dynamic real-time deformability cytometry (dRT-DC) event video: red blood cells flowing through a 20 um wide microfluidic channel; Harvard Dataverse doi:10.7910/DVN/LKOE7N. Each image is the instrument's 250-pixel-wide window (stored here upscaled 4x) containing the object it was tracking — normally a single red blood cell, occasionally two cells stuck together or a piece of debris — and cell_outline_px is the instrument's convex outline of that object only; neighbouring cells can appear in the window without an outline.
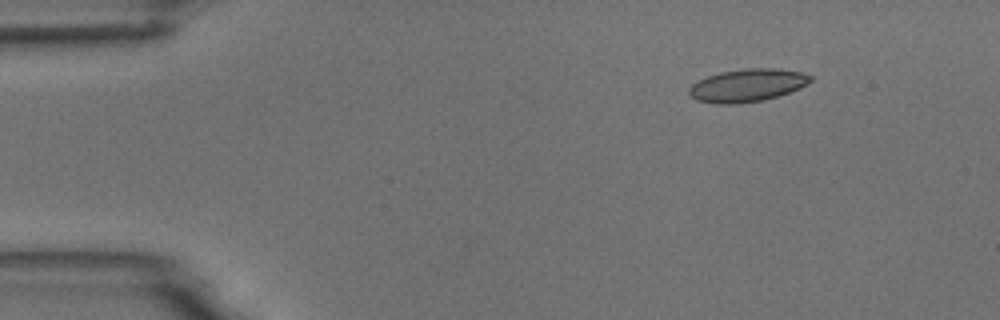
{"species": "common noctule bat (a hibernating species)", "species_latin": "Nyctalus noctula", "temperature_condition": "room temperature", "stored_images_in_passage": 9, "camera_frame_rate_fps": 3000, "um_per_image_px": 0.085, "animal": {"sex": "male", "body_mass_g": 18.8}, "frame": {"image": 1, "passage_image": 2, "time_ms": 1.0, "image_size_px": [1000, 320], "cell_outline_px": [[812, 80], [808, 84], [800, 88], [776, 96], [760, 100], [736, 104], [716, 104], [696, 100], [688, 96], [688, 88], [692, 84], [708, 76], [720, 72], [744, 68], [776, 68], [800, 72], [812, 76]], "centroid_in_image_um": [63.49, 7.25], "position_along_channel_um": 21.5, "area_um2": 23.18}}
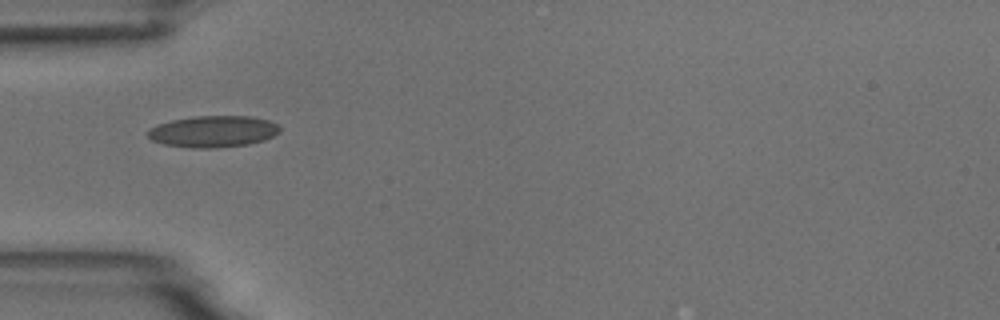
{"frame": {"image": 2, "passage_image": 4, "time_ms": 4.333, "image_size_px": [1000, 320], "cell_outline_px": [[280, 132], [264, 140], [248, 144], [216, 148], [188, 148], [164, 144], [152, 140], [148, 136], [148, 132], [156, 124], [172, 120], [196, 116], [252, 116], [268, 120], [276, 124], [280, 128]], "centroid_in_image_um": [18.12, 11.18], "position_along_channel_um": 66.9, "area_um2": 24.22}}
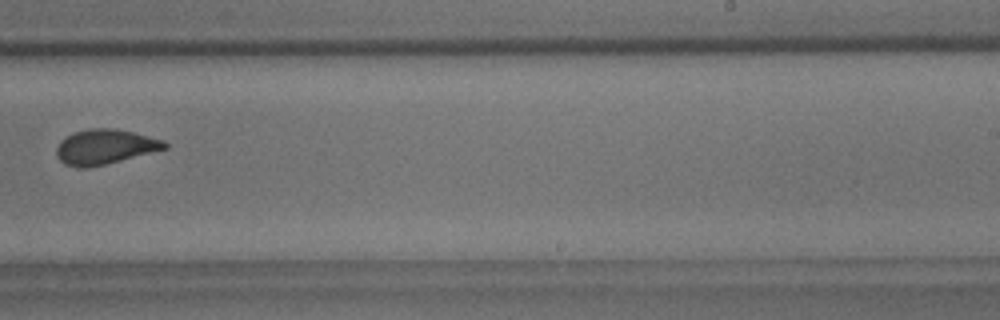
{"frame": {"image": 3, "passage_image": 9, "time_ms": 10.0, "image_size_px": [1000, 320], "cell_outline_px": [[168, 148], [88, 168], [80, 168], [64, 164], [56, 156], [56, 148], [60, 140], [64, 136], [72, 132], [88, 128], [112, 128], [132, 132], [164, 140], [168, 144]], "centroid_in_image_um": [8.87, 12.47], "position_along_channel_um": 280.1, "area_um2": 22.02}}